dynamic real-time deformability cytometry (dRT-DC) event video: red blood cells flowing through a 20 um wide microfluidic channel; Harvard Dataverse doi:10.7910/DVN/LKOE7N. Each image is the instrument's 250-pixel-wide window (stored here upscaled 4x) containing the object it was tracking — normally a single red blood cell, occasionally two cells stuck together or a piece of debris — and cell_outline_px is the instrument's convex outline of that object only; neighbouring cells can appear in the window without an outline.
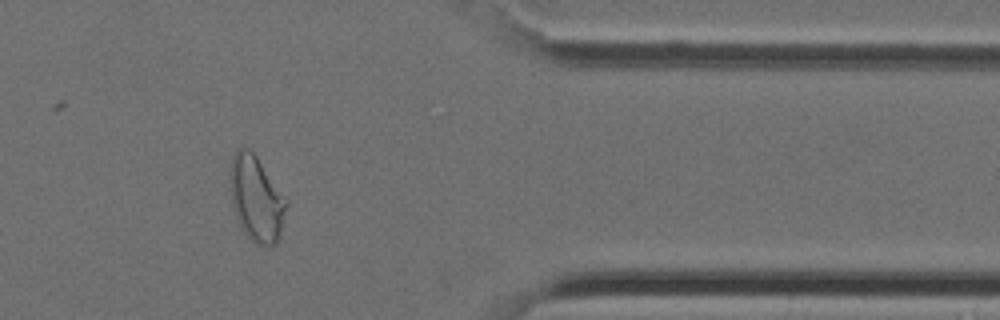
{"species": "Egyptian fruit bat (a non-hibernating species)", "species_latin": "Rousettus aegyptiacus", "temperature_condition": "cold", "stored_images_in_passage": 30, "camera_frame_rate_fps": 3000, "um_per_image_px": 0.085, "animal": {"sex": "female"}, "frame": {"image": 1, "passage_image": 22, "time_ms": 7.0, "image_size_px": [1000, 320], "cell_outline_px": [[288, 204], [280, 236], [276, 244], [272, 248], [264, 248], [256, 244], [244, 232], [236, 216], [232, 204], [228, 180], [232, 156], [236, 148], [248, 148], [256, 156], [288, 200]], "centroid_in_image_um": [21.79, 16.92], "position_along_channel_um": 389.6, "area_um2": 28.5}}